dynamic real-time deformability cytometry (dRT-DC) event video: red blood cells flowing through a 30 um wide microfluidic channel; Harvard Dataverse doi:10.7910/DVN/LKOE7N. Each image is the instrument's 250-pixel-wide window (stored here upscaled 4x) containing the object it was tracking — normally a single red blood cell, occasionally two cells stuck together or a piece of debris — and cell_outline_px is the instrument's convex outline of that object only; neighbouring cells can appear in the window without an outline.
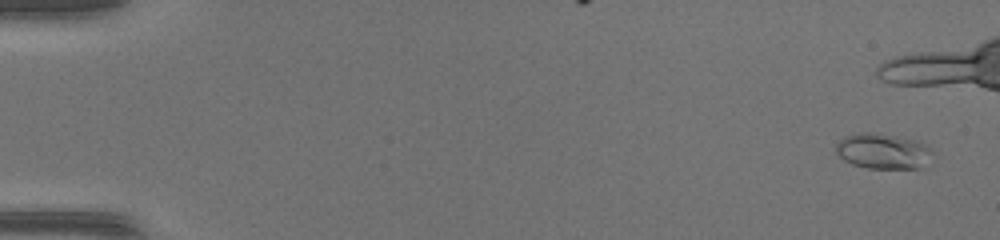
{"species": "common noctule bat (a hibernating species)", "species_latin": "Nyctalus noctula", "temperature_condition": "warm", "stored_images_in_passage": 13, "camera_frame_rate_fps": 3000, "um_per_image_px": 0.085, "animal": {"sex": "female", "body_mass_g": 17.0, "forearm_length_mm": 48.0}, "frame": {"image": 1, "passage_image": 3, "time_ms": 0.667, "image_size_px": [1000, 240], "cell_outline_px": [[932, 152], [916, 168], [868, 168], [852, 164], [844, 160], [836, 152], [836, 144], [844, 136], [856, 132], [880, 132], [916, 140], [932, 148]], "centroid_in_image_um": [74.97, 12.8], "position_along_channel_um": 10.0, "area_um2": 19.71}}